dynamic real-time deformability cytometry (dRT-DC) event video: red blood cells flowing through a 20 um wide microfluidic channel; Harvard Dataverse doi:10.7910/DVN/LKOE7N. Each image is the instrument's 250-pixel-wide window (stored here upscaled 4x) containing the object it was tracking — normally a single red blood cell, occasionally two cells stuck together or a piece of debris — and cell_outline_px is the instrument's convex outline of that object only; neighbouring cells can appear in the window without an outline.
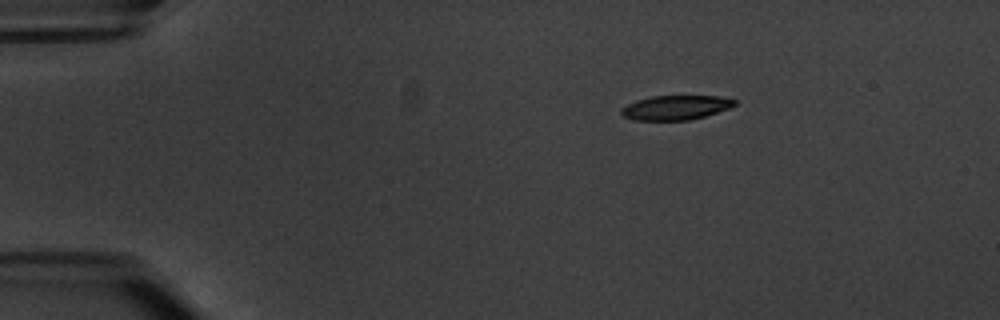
{"species": "common noctule bat (a hibernating species)", "species_latin": "Nyctalus noctula", "temperature_condition": "warm", "stored_images_in_passage": 3, "camera_frame_rate_fps": 3000, "um_per_image_px": 0.085, "animal": {"sex": "male", "body_mass_g": 20.1, "forearm_length_mm": 53.5}, "frame": {"image": 1, "passage_image": 1, "time_ms": 0.0, "image_size_px": [1000, 320], "cell_outline_px": [[736, 104], [728, 108], [704, 116], [688, 120], [636, 120], [624, 116], [620, 112], [620, 108], [636, 100], [652, 96], [728, 96], [736, 100]], "centroid_in_image_um": [57.44, 9.13], "position_along_channel_um": 27.6, "area_um2": 16.07}}